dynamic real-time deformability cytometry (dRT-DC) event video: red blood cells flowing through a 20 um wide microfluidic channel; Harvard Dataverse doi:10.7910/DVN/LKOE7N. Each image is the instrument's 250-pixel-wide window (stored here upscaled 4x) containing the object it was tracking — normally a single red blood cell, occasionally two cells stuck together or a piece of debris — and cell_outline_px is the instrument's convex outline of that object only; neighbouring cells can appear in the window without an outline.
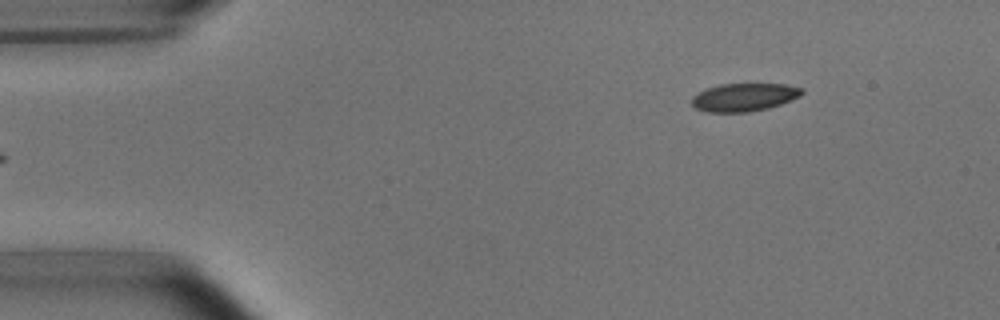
{"species": "common noctule bat (a hibernating species)", "species_latin": "Nyctalus noctula", "temperature_condition": "room temperature", "stored_images_in_passage": 5, "segment_of_instrument_passage": [2, 2], "camera_frame_rate_fps": 3000, "um_per_image_px": 0.085, "animal": {"sex": "male", "body_mass_g": 15.6}, "frame": {"image": 1, "passage_image": 5, "time_ms": 5.667, "image_size_px": [1000, 320], "cell_outline_px": [[804, 92], [800, 96], [792, 100], [768, 108], [748, 112], [708, 112], [696, 108], [692, 104], [692, 96], [708, 88], [720, 84], [784, 84], [804, 88]], "centroid_in_image_um": [63.28, 8.26], "position_along_channel_um": 21.7, "area_um2": 17.92}}